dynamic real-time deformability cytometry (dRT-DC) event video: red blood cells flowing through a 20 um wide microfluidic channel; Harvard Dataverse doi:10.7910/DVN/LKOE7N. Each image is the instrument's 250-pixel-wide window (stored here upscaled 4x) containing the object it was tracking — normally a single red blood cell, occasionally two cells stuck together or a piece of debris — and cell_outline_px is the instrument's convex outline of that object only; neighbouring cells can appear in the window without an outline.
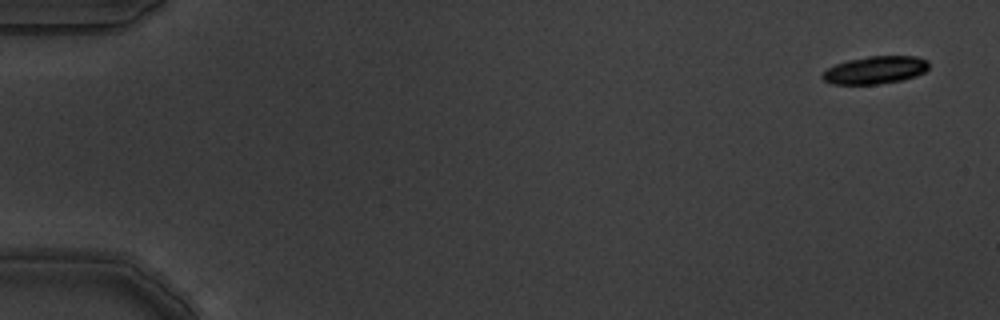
{"species": "common noctule bat (a hibernating species)", "species_latin": "Nyctalus noctula", "temperature_condition": "warm", "stored_images_in_passage": 6, "camera_frame_rate_fps": 3000, "um_per_image_px": 0.085, "animal": {"sex": "male", "body_mass_g": 19.5, "forearm_length_mm": 54.6}, "frame": {"image": 1, "passage_image": 1, "time_ms": 0.0, "image_size_px": [1000, 320], "cell_outline_px": [[928, 68], [924, 72], [916, 76], [904, 80], [880, 84], [832, 84], [824, 80], [820, 76], [828, 68], [836, 64], [848, 60], [868, 56], [916, 56], [928, 60]], "centroid_in_image_um": [74.41, 5.95], "position_along_channel_um": 10.6, "area_um2": 17.22}}
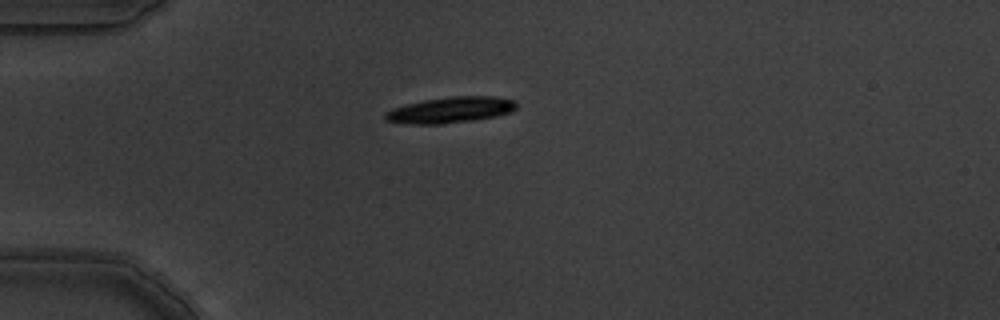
{"frame": {"image": 2, "passage_image": 5, "time_ms": 1.333, "image_size_px": [1000, 320], "cell_outline_px": [[516, 108], [512, 112], [496, 116], [472, 120], [440, 124], [408, 124], [384, 120], [384, 112], [392, 108], [424, 100], [452, 96], [496, 96], [516, 100]], "centroid_in_image_um": [38.3, 9.34], "position_along_channel_um": 46.7, "area_um2": 19.94}}